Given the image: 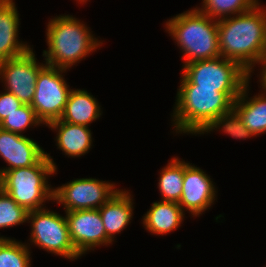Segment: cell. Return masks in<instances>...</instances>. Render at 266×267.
Here are the masks:
<instances>
[{
	"instance_id": "1",
	"label": "cell",
	"mask_w": 266,
	"mask_h": 267,
	"mask_svg": "<svg viewBox=\"0 0 266 267\" xmlns=\"http://www.w3.org/2000/svg\"><path fill=\"white\" fill-rule=\"evenodd\" d=\"M220 56L238 62L250 74L266 53V8L218 20Z\"/></svg>"
},
{
	"instance_id": "2",
	"label": "cell",
	"mask_w": 266,
	"mask_h": 267,
	"mask_svg": "<svg viewBox=\"0 0 266 267\" xmlns=\"http://www.w3.org/2000/svg\"><path fill=\"white\" fill-rule=\"evenodd\" d=\"M233 101L219 88H198L181 83L173 110L177 133L200 134L216 117L229 111Z\"/></svg>"
},
{
	"instance_id": "3",
	"label": "cell",
	"mask_w": 266,
	"mask_h": 267,
	"mask_svg": "<svg viewBox=\"0 0 266 267\" xmlns=\"http://www.w3.org/2000/svg\"><path fill=\"white\" fill-rule=\"evenodd\" d=\"M46 30L48 50L43 51V56L46 65L52 67L71 68L103 43L72 15L51 19Z\"/></svg>"
},
{
	"instance_id": "4",
	"label": "cell",
	"mask_w": 266,
	"mask_h": 267,
	"mask_svg": "<svg viewBox=\"0 0 266 267\" xmlns=\"http://www.w3.org/2000/svg\"><path fill=\"white\" fill-rule=\"evenodd\" d=\"M165 28L180 47L184 65L220 57L218 20L197 7L169 19Z\"/></svg>"
},
{
	"instance_id": "5",
	"label": "cell",
	"mask_w": 266,
	"mask_h": 267,
	"mask_svg": "<svg viewBox=\"0 0 266 267\" xmlns=\"http://www.w3.org/2000/svg\"><path fill=\"white\" fill-rule=\"evenodd\" d=\"M56 170V163L46 152V155L33 166L4 172L0 176V188L28 211L41 209L44 208L43 203L46 200H53L54 188L49 186L47 179Z\"/></svg>"
},
{
	"instance_id": "6",
	"label": "cell",
	"mask_w": 266,
	"mask_h": 267,
	"mask_svg": "<svg viewBox=\"0 0 266 267\" xmlns=\"http://www.w3.org/2000/svg\"><path fill=\"white\" fill-rule=\"evenodd\" d=\"M182 67L181 83H193L198 88H219L233 102L251 77L238 62L221 56L187 63Z\"/></svg>"
},
{
	"instance_id": "7",
	"label": "cell",
	"mask_w": 266,
	"mask_h": 267,
	"mask_svg": "<svg viewBox=\"0 0 266 267\" xmlns=\"http://www.w3.org/2000/svg\"><path fill=\"white\" fill-rule=\"evenodd\" d=\"M28 222L32 227L30 243L66 259L77 260L81 257L71 242L65 217L41 208L29 211Z\"/></svg>"
},
{
	"instance_id": "8",
	"label": "cell",
	"mask_w": 266,
	"mask_h": 267,
	"mask_svg": "<svg viewBox=\"0 0 266 267\" xmlns=\"http://www.w3.org/2000/svg\"><path fill=\"white\" fill-rule=\"evenodd\" d=\"M67 69L45 65L38 73L31 107L46 126L59 120L71 89L62 73Z\"/></svg>"
},
{
	"instance_id": "9",
	"label": "cell",
	"mask_w": 266,
	"mask_h": 267,
	"mask_svg": "<svg viewBox=\"0 0 266 267\" xmlns=\"http://www.w3.org/2000/svg\"><path fill=\"white\" fill-rule=\"evenodd\" d=\"M115 183L94 178H80L54 188L53 201L63 204L65 212L99 209L118 192Z\"/></svg>"
},
{
	"instance_id": "10",
	"label": "cell",
	"mask_w": 266,
	"mask_h": 267,
	"mask_svg": "<svg viewBox=\"0 0 266 267\" xmlns=\"http://www.w3.org/2000/svg\"><path fill=\"white\" fill-rule=\"evenodd\" d=\"M31 48L27 53L0 62V80L5 91L15 95L23 104L31 105L39 71L46 65L36 62Z\"/></svg>"
},
{
	"instance_id": "11",
	"label": "cell",
	"mask_w": 266,
	"mask_h": 267,
	"mask_svg": "<svg viewBox=\"0 0 266 267\" xmlns=\"http://www.w3.org/2000/svg\"><path fill=\"white\" fill-rule=\"evenodd\" d=\"M69 235L76 251L82 256L87 251L109 245L99 209L73 210L65 215Z\"/></svg>"
},
{
	"instance_id": "12",
	"label": "cell",
	"mask_w": 266,
	"mask_h": 267,
	"mask_svg": "<svg viewBox=\"0 0 266 267\" xmlns=\"http://www.w3.org/2000/svg\"><path fill=\"white\" fill-rule=\"evenodd\" d=\"M216 193L210 176L202 169L184 161L183 191L178 203L182 210L187 209L193 217L200 216L213 205Z\"/></svg>"
},
{
	"instance_id": "13",
	"label": "cell",
	"mask_w": 266,
	"mask_h": 267,
	"mask_svg": "<svg viewBox=\"0 0 266 267\" xmlns=\"http://www.w3.org/2000/svg\"><path fill=\"white\" fill-rule=\"evenodd\" d=\"M45 155L46 152L33 139L0 128V156L8 164V167L0 169V176L15 168L33 166Z\"/></svg>"
},
{
	"instance_id": "14",
	"label": "cell",
	"mask_w": 266,
	"mask_h": 267,
	"mask_svg": "<svg viewBox=\"0 0 266 267\" xmlns=\"http://www.w3.org/2000/svg\"><path fill=\"white\" fill-rule=\"evenodd\" d=\"M19 20L13 0H0V62L19 57L31 49L18 41Z\"/></svg>"
},
{
	"instance_id": "15",
	"label": "cell",
	"mask_w": 266,
	"mask_h": 267,
	"mask_svg": "<svg viewBox=\"0 0 266 267\" xmlns=\"http://www.w3.org/2000/svg\"><path fill=\"white\" fill-rule=\"evenodd\" d=\"M133 198L127 190L119 189L100 208V216L106 230L107 238L112 242L114 235L119 234L130 223L133 217Z\"/></svg>"
},
{
	"instance_id": "16",
	"label": "cell",
	"mask_w": 266,
	"mask_h": 267,
	"mask_svg": "<svg viewBox=\"0 0 266 267\" xmlns=\"http://www.w3.org/2000/svg\"><path fill=\"white\" fill-rule=\"evenodd\" d=\"M51 130H56L57 148L68 157H80L91 149L92 134L87 126L72 124L56 120L47 125Z\"/></svg>"
},
{
	"instance_id": "17",
	"label": "cell",
	"mask_w": 266,
	"mask_h": 267,
	"mask_svg": "<svg viewBox=\"0 0 266 267\" xmlns=\"http://www.w3.org/2000/svg\"><path fill=\"white\" fill-rule=\"evenodd\" d=\"M102 114L99 103L86 90L71 89L66 106L59 120L72 124L89 126Z\"/></svg>"
},
{
	"instance_id": "18",
	"label": "cell",
	"mask_w": 266,
	"mask_h": 267,
	"mask_svg": "<svg viewBox=\"0 0 266 267\" xmlns=\"http://www.w3.org/2000/svg\"><path fill=\"white\" fill-rule=\"evenodd\" d=\"M248 86L249 80L239 97L234 101L233 107L249 131L256 136L266 132V91L249 98Z\"/></svg>"
},
{
	"instance_id": "19",
	"label": "cell",
	"mask_w": 266,
	"mask_h": 267,
	"mask_svg": "<svg viewBox=\"0 0 266 267\" xmlns=\"http://www.w3.org/2000/svg\"><path fill=\"white\" fill-rule=\"evenodd\" d=\"M184 211L176 202L157 201L143 216L144 228L157 235L176 230L184 221Z\"/></svg>"
},
{
	"instance_id": "20",
	"label": "cell",
	"mask_w": 266,
	"mask_h": 267,
	"mask_svg": "<svg viewBox=\"0 0 266 267\" xmlns=\"http://www.w3.org/2000/svg\"><path fill=\"white\" fill-rule=\"evenodd\" d=\"M184 161L173 158L160 172L158 188L161 201L179 203L183 191Z\"/></svg>"
},
{
	"instance_id": "21",
	"label": "cell",
	"mask_w": 266,
	"mask_h": 267,
	"mask_svg": "<svg viewBox=\"0 0 266 267\" xmlns=\"http://www.w3.org/2000/svg\"><path fill=\"white\" fill-rule=\"evenodd\" d=\"M258 3V0H203L202 8L197 9L212 19L220 20L247 12Z\"/></svg>"
},
{
	"instance_id": "22",
	"label": "cell",
	"mask_w": 266,
	"mask_h": 267,
	"mask_svg": "<svg viewBox=\"0 0 266 267\" xmlns=\"http://www.w3.org/2000/svg\"><path fill=\"white\" fill-rule=\"evenodd\" d=\"M27 244L15 239H0V267H31Z\"/></svg>"
},
{
	"instance_id": "23",
	"label": "cell",
	"mask_w": 266,
	"mask_h": 267,
	"mask_svg": "<svg viewBox=\"0 0 266 267\" xmlns=\"http://www.w3.org/2000/svg\"><path fill=\"white\" fill-rule=\"evenodd\" d=\"M220 126L224 133H227L236 139L245 140L246 138L254 136L243 123L239 113L234 107L216 117L200 134L220 129Z\"/></svg>"
},
{
	"instance_id": "24",
	"label": "cell",
	"mask_w": 266,
	"mask_h": 267,
	"mask_svg": "<svg viewBox=\"0 0 266 267\" xmlns=\"http://www.w3.org/2000/svg\"><path fill=\"white\" fill-rule=\"evenodd\" d=\"M43 124L37 117L31 105L23 104L12 114L8 115L0 122V128L13 133L23 135L22 132L31 126Z\"/></svg>"
},
{
	"instance_id": "25",
	"label": "cell",
	"mask_w": 266,
	"mask_h": 267,
	"mask_svg": "<svg viewBox=\"0 0 266 267\" xmlns=\"http://www.w3.org/2000/svg\"><path fill=\"white\" fill-rule=\"evenodd\" d=\"M29 211L18 205L0 188V228L14 227L28 221Z\"/></svg>"
},
{
	"instance_id": "26",
	"label": "cell",
	"mask_w": 266,
	"mask_h": 267,
	"mask_svg": "<svg viewBox=\"0 0 266 267\" xmlns=\"http://www.w3.org/2000/svg\"><path fill=\"white\" fill-rule=\"evenodd\" d=\"M22 105L23 103L12 93H0V122Z\"/></svg>"
},
{
	"instance_id": "27",
	"label": "cell",
	"mask_w": 266,
	"mask_h": 267,
	"mask_svg": "<svg viewBox=\"0 0 266 267\" xmlns=\"http://www.w3.org/2000/svg\"><path fill=\"white\" fill-rule=\"evenodd\" d=\"M261 65L260 71V77L261 79L259 80L261 82V86L264 89L263 91H266V53L264 54V56L261 59V62L259 63ZM263 66V67H262Z\"/></svg>"
},
{
	"instance_id": "28",
	"label": "cell",
	"mask_w": 266,
	"mask_h": 267,
	"mask_svg": "<svg viewBox=\"0 0 266 267\" xmlns=\"http://www.w3.org/2000/svg\"><path fill=\"white\" fill-rule=\"evenodd\" d=\"M78 2H80V3H86V1H88V0H77Z\"/></svg>"
}]
</instances>
